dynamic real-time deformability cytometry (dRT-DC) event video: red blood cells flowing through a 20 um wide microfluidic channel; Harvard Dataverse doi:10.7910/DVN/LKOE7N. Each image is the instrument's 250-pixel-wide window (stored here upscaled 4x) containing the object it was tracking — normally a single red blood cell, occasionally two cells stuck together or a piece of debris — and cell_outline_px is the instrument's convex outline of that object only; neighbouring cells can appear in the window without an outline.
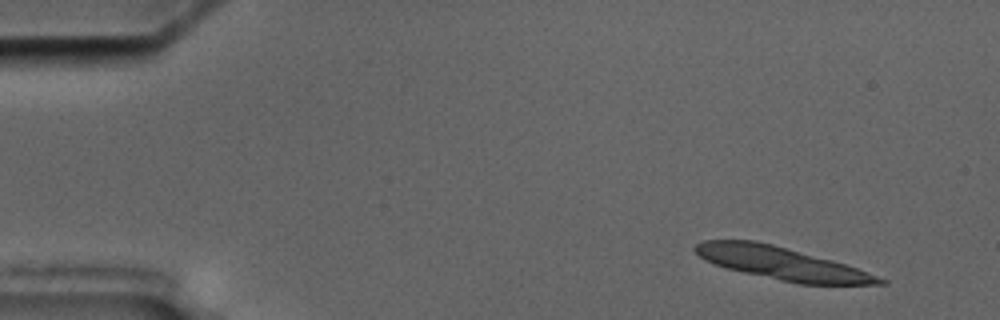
{"species": "common noctule bat (a hibernating species)", "species_latin": "Nyctalus noctula", "temperature_condition": "cold", "stored_images_in_passage": 10, "segment_of_instrument_passage": [1, 2], "camera_frame_rate_fps": 3000, "um_per_image_px": 0.085, "animal": {"sex": "male", "body_mass_g": 17.5, "forearm_length_mm": 52.3}, "frame": {"image": 1, "passage_image": 1, "time_ms": 0.0, "image_size_px": [1000, 320], "cell_outline_px": [[888, 284], [796, 284], [744, 272], [728, 268], [704, 260], [692, 248], [696, 244], [704, 240], [756, 240], [772, 244], [832, 260], [856, 268], [888, 280]], "centroid_in_image_um": [66.43, 22.38], "position_along_channel_um": 18.6, "area_um2": 34.62}}